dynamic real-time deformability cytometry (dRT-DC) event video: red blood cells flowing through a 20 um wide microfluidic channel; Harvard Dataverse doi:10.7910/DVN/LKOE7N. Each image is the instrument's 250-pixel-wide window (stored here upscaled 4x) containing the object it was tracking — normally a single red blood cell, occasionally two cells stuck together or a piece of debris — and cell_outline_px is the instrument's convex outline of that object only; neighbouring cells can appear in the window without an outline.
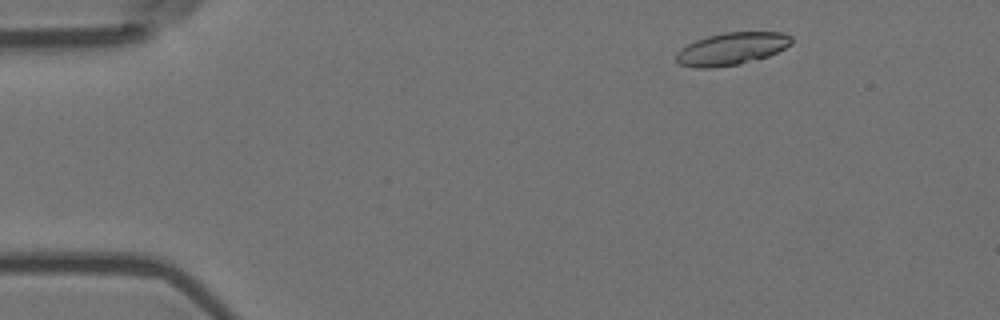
{"species": "Egyptian fruit bat (a non-hibernating species)", "species_latin": "Rousettus aegyptiacus", "temperature_condition": "room temperature", "stored_images_in_passage": 54, "camera_frame_rate_fps": 3000, "um_per_image_px": 0.085, "animal": {"sex": "female"}, "frame": {"image": 1, "passage_image": 5, "time_ms": 1.333, "image_size_px": [1000, 320], "cell_outline_px": [[792, 44], [768, 56], [740, 64], [712, 68], [692, 68], [680, 64], [676, 60], [676, 52], [680, 48], [696, 40], [708, 36], [724, 32], [784, 32], [792, 36]], "centroid_in_image_um": [62.18, 4.15], "position_along_channel_um": 22.8, "area_um2": 21.91}}
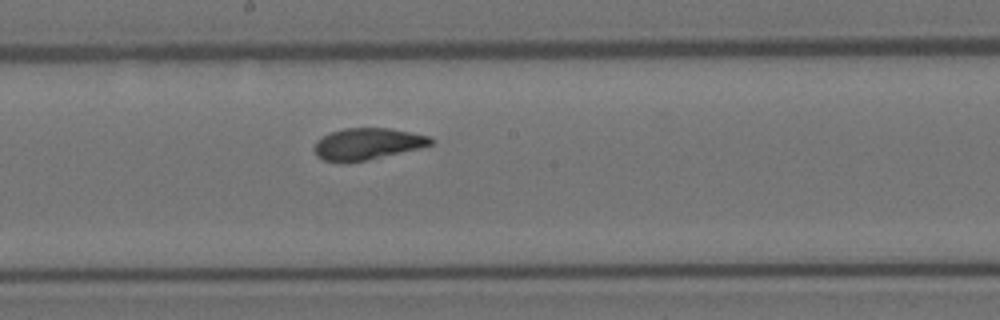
{"frame": {"image": 2, "passage_image": 28, "time_ms": 9.0, "image_size_px": [1000, 320], "cell_outline_px": [[436, 140], [432, 144], [420, 148], [364, 160], [324, 160], [316, 156], [312, 148], [316, 140], [332, 132], [344, 128], [388, 128], [432, 136]], "centroid_in_image_um": [31.26, 12.2], "position_along_channel_um": 216.9, "area_um2": 21.04}}
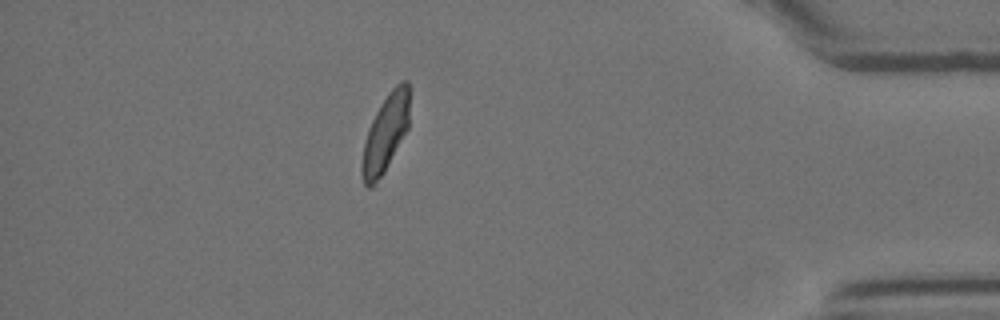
{"frame": {"image": 3, "passage_image": 47, "time_ms": 15.333, "image_size_px": [1000, 320], "cell_outline_px": [[408, 128], [384, 172], [372, 188], [368, 188], [364, 184], [360, 172], [360, 168], [364, 144], [368, 128], [380, 104], [388, 92], [400, 80], [408, 80]], "centroid_in_image_um": [32.73, 11.36], "position_along_channel_um": 402.5, "area_um2": 21.33}, "authors_computed_cell_mechanics": {"area_um2": 22.0218, "velocity_mm_per_s": 3.5926, "shape_relaxation_time_tau1_ms": 5.9662, "shape_relaxation_time_tau2_ms": 1.5469, "deformation_change_tau1": 0.1408, "deformation_change_tau2": 0.0776}}